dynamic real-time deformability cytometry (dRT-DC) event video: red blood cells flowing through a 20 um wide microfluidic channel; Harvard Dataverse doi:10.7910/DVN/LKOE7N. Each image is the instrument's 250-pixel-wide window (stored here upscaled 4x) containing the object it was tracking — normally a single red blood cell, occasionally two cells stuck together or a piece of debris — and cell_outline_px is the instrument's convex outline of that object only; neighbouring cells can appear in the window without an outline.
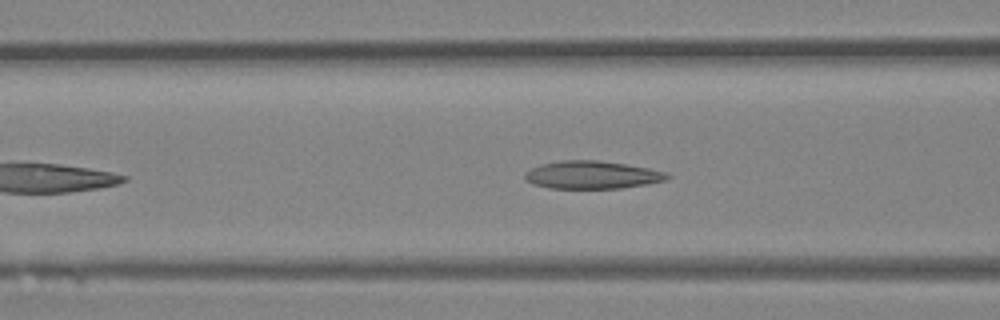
{"species": "Egyptian fruit bat (a non-hibernating species)", "species_latin": "Rousettus aegyptiacus", "temperature_condition": "room temperature", "stored_images_in_passage": 38, "camera_frame_rate_fps": 3000, "um_per_image_px": 0.085, "animal": {"sex": "female"}, "frame": {"image": 1, "passage_image": 9, "time_ms": 2.667, "image_size_px": [1000, 320], "cell_outline_px": [[672, 176], [668, 180], [648, 184], [620, 188], [548, 188], [532, 184], [524, 180], [524, 172], [540, 164], [560, 160], [600, 160], [648, 168], [664, 172]], "centroid_in_image_um": [50.29, 14.86], "position_along_channel_um": 116.3, "area_um2": 23.24}}
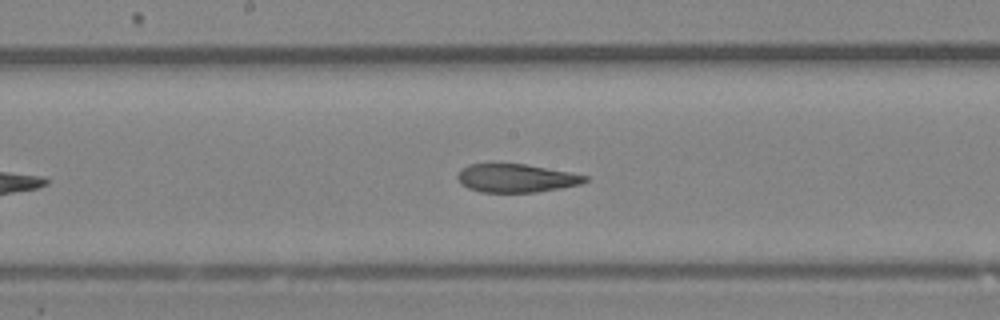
{"frame": {"image": 2, "passage_image": 15, "time_ms": 4.667, "image_size_px": [1000, 320], "cell_outline_px": [[588, 180], [580, 184], [560, 188], [536, 192], [480, 192], [468, 188], [460, 184], [456, 180], [456, 176], [460, 168], [468, 164], [492, 160], [524, 164], [568, 172], [588, 176]], "centroid_in_image_um": [43.73, 15.1], "position_along_channel_um": 204.5, "area_um2": 21.85}}
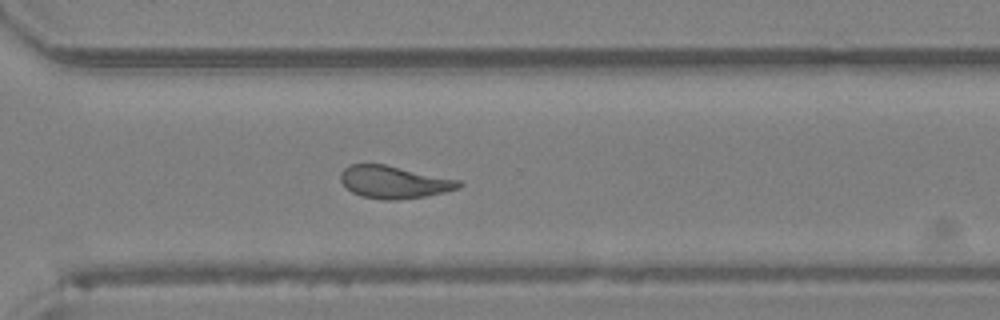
{"frame": {"image": 3, "passage_image": 24, "time_ms": 7.667, "image_size_px": [1000, 320], "cell_outline_px": [[464, 184], [460, 188], [444, 192], [424, 196], [396, 200], [384, 200], [360, 196], [352, 192], [340, 180], [340, 172], [348, 164], [384, 164], [460, 180]], "centroid_in_image_um": [33.48, 15.47], "position_along_channel_um": 337.1, "area_um2": 22.37}}